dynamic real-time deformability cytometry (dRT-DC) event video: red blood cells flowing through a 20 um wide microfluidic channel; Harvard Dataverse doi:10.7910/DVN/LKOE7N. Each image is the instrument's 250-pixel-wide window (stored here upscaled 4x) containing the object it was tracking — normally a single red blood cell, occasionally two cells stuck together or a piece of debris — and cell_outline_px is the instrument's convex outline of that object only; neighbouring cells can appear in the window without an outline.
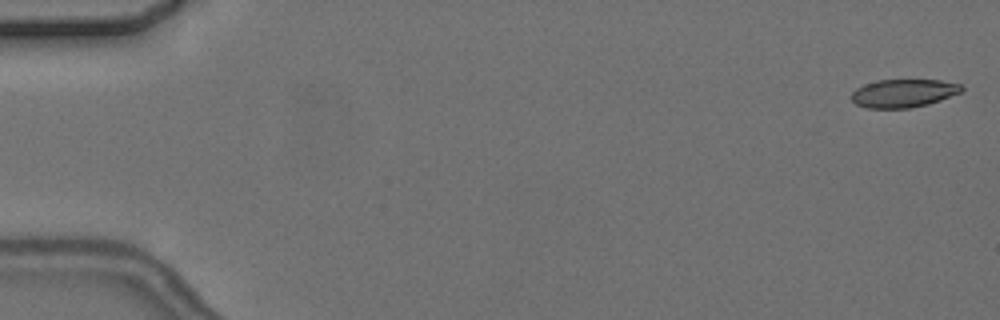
{"species": "common noctule bat (a hibernating species)", "species_latin": "Nyctalus noctula", "temperature_condition": "cold", "stored_images_in_passage": 7, "camera_frame_rate_fps": 3000, "um_per_image_px": 0.085, "animal": {"sex": "female", "body_mass_g": 24.6, "forearm_length_mm": 56.2}, "frame": {"image": 1, "passage_image": 1, "time_ms": 0.0, "image_size_px": [1000, 320], "cell_outline_px": [[964, 88], [960, 92], [940, 100], [928, 104], [908, 108], [868, 108], [856, 104], [852, 100], [852, 92], [856, 88], [864, 84], [876, 80], [940, 80], [960, 84]], "centroid_in_image_um": [76.77, 7.92], "position_along_channel_um": 8.2, "area_um2": 17.98}}
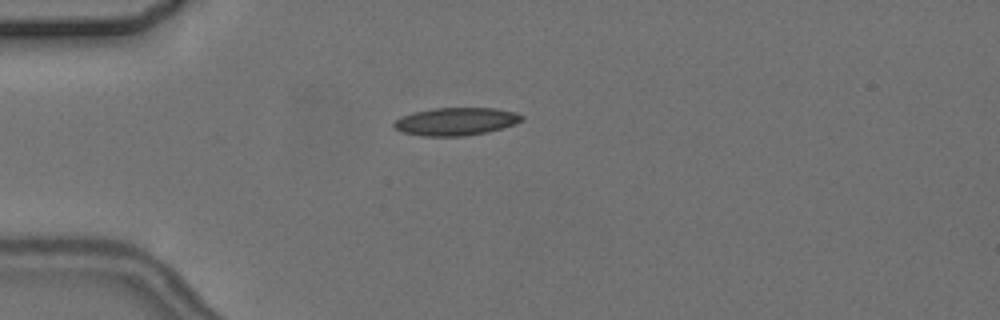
{"frame": {"image": 2, "passage_image": 5, "time_ms": 4.667, "image_size_px": [1000, 320], "cell_outline_px": [[524, 120], [488, 132], [464, 136], [424, 136], [400, 132], [392, 124], [400, 116], [412, 112], [432, 108], [496, 108], [516, 112], [524, 116]], "centroid_in_image_um": [38.73, 10.32], "position_along_channel_um": 46.3, "area_um2": 20.81}}
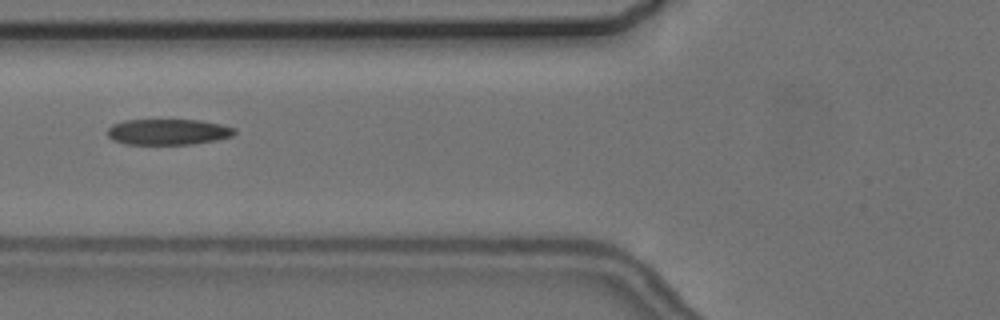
{"frame": {"image": 3, "passage_image": 7, "time_ms": 7.0, "image_size_px": [1000, 320], "cell_outline_px": [[236, 132], [232, 136], [216, 140], [192, 144], [124, 144], [112, 140], [108, 136], [108, 128], [112, 124], [124, 120], [200, 120], [220, 124], [236, 128]], "centroid_in_image_um": [14.28, 11.21], "position_along_channel_um": 111.5, "area_um2": 19.19}}